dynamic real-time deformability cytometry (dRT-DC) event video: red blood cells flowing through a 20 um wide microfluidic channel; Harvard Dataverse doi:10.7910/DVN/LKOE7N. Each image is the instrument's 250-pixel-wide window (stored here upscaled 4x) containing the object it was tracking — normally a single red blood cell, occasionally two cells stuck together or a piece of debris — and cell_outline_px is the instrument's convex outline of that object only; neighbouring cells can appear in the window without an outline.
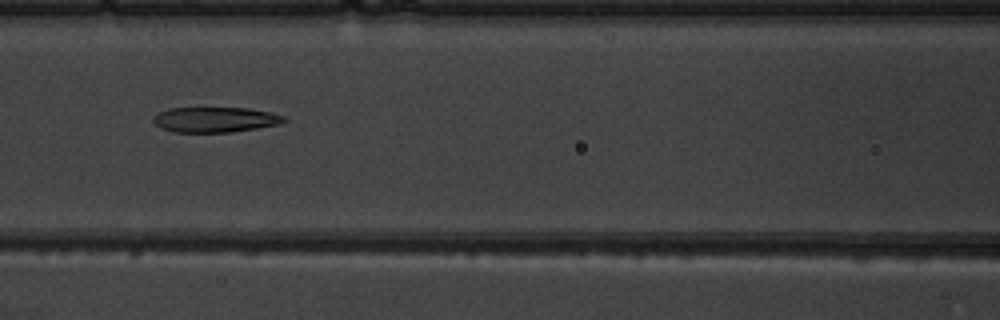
{"species": "common noctule bat (a hibernating species)", "species_latin": "Nyctalus noctula", "temperature_condition": "warm", "stored_images_in_passage": 4, "camera_frame_rate_fps": 3000, "um_per_image_px": 0.085, "animal": {"sex": "male", "body_mass_g": 19.5, "forearm_length_mm": 54.6}, "frame": {"image": 1, "passage_image": 4, "time_ms": 3.667, "image_size_px": [1000, 320], "cell_outline_px": [[288, 120], [280, 124], [256, 128], [228, 132], [172, 132], [160, 128], [152, 120], [160, 112], [168, 108], [248, 108], [272, 112], [284, 116]], "centroid_in_image_um": [18.31, 10.17], "position_along_channel_um": 148.3, "area_um2": 19.19}}